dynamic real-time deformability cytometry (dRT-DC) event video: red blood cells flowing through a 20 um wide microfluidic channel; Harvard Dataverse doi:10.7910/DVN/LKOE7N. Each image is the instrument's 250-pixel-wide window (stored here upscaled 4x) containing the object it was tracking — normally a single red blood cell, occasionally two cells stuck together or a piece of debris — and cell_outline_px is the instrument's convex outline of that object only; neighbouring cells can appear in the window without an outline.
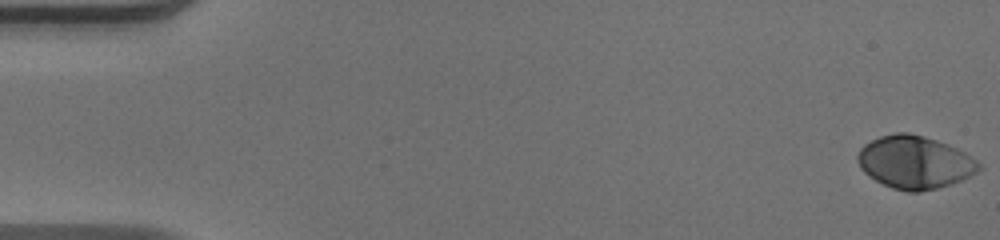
{"species": "human", "species_latin": "Homo sapiens", "temperature_condition": "warm", "stored_images_in_passage": 51, "camera_frame_rate_fps": 3000, "um_per_image_px": 0.085, "donor": {"sex": "male"}, "frame": {"image": 1, "passage_image": 1, "time_ms": 0.0, "image_size_px": [1000, 240], "cell_outline_px": [[980, 168], [976, 172], [952, 184], [920, 192], [908, 192], [892, 188], [868, 176], [860, 168], [856, 156], [860, 148], [864, 144], [880, 136], [896, 132], [908, 132], [924, 136], [936, 140], [956, 148], [964, 152], [976, 160], [980, 164]], "centroid_in_image_um": [77.71, 13.79], "position_along_channel_um": 7.3, "area_um2": 37.17}}
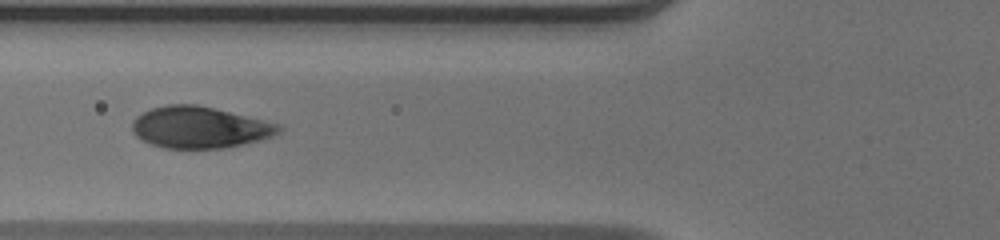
{"frame": {"image": 2, "passage_image": 20, "time_ms": 6.333, "image_size_px": [1000, 240], "cell_outline_px": [[284, 128], [280, 132], [272, 136], [260, 140], [244, 144], [220, 148], [164, 148], [152, 144], [136, 136], [132, 132], [132, 120], [136, 116], [152, 108], [168, 104], [196, 104], [280, 124]], "centroid_in_image_um": [16.96, 10.82], "position_along_channel_um": 108.8, "area_um2": 35.32}}
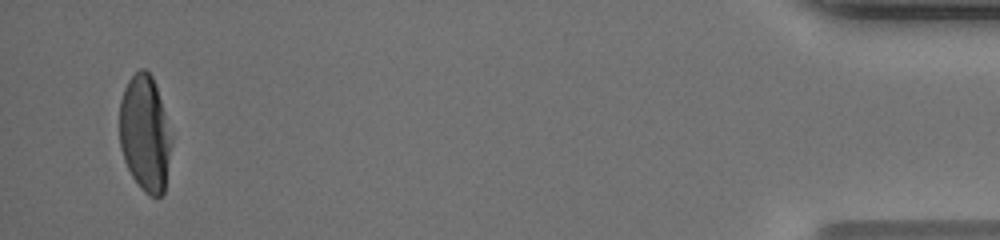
{"frame": {"image": 3, "passage_image": 49, "time_ms": 16.0, "image_size_px": [1000, 240], "cell_outline_px": [[172, 140], [164, 192], [160, 196], [148, 196], [140, 188], [132, 176], [124, 160], [120, 148], [120, 100], [124, 88], [128, 80], [140, 68], [144, 68], [152, 76], [172, 136]], "centroid_in_image_um": [12.31, 11.37], "position_along_channel_um": 422.9, "area_um2": 34.97}, "authors_computed_cell_mechanics": {"area_um2": 36.0672, "velocity_mm_per_s": 4.0825, "shape_relaxation_time_tau1_ms": 2.7359, "shape_relaxation_time_tau2_ms": null, "deformation_change_tau1": 0.1849, "deformation_change_tau2": null}}